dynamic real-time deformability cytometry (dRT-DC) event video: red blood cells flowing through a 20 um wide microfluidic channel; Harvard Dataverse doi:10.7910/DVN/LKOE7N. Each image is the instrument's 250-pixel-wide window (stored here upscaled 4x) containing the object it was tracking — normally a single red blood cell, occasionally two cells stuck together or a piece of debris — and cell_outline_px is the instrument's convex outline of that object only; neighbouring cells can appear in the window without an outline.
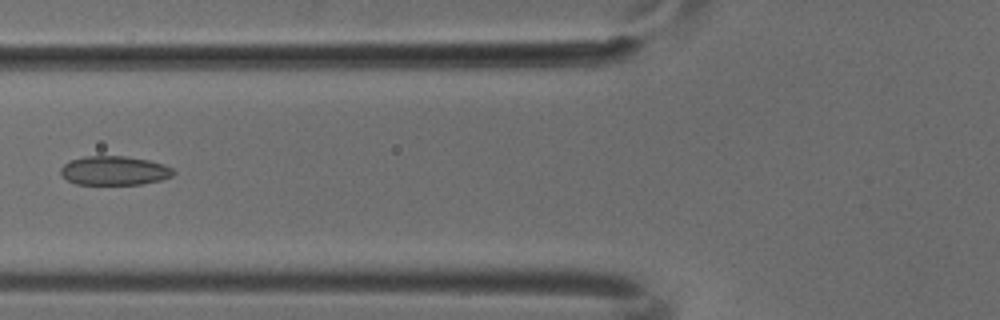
{"species": "common noctule bat (a hibernating species)", "species_latin": "Nyctalus noctula", "temperature_condition": "cold", "stored_images_in_passage": 6, "camera_frame_rate_fps": 3000, "um_per_image_px": 0.085, "animal": {"sex": "male", "body_mass_g": 18.8}, "frame": {"image": 1, "passage_image": 6, "time_ms": 1.667, "image_size_px": [1000, 320], "cell_outline_px": [[176, 172], [172, 176], [160, 180], [140, 184], [76, 184], [68, 180], [60, 172], [60, 168], [64, 164], [72, 160], [84, 156], [124, 156], [148, 160], [164, 164], [172, 168]], "centroid_in_image_um": [9.73, 14.5], "position_along_channel_um": 116.1, "area_um2": 18.96}}